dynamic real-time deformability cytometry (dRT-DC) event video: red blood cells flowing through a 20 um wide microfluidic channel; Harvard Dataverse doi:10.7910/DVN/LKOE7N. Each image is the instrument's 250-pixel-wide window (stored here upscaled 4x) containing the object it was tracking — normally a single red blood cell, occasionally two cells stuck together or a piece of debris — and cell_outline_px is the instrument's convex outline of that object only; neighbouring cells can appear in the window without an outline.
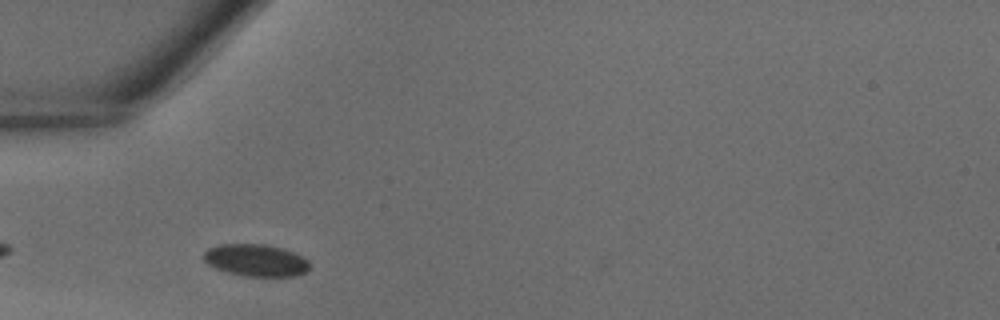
{"species": "common noctule bat (a hibernating species)", "species_latin": "Nyctalus noctula", "temperature_condition": "warm", "stored_images_in_passage": 32, "camera_frame_rate_fps": 3000, "um_per_image_px": 0.085, "animal": {"sex": "male", "body_mass_g": 18.8}, "frame": {"image": 1, "passage_image": 4, "time_ms": 1.0, "image_size_px": [1000, 320], "cell_outline_px": [[308, 268], [304, 272], [296, 276], [244, 276], [228, 272], [216, 268], [208, 264], [204, 260], [204, 252], [208, 248], [220, 244], [264, 244], [284, 248], [296, 252], [304, 256], [308, 260]], "centroid_in_image_um": [21.77, 22.11], "position_along_channel_um": 63.2, "area_um2": 19.88}}
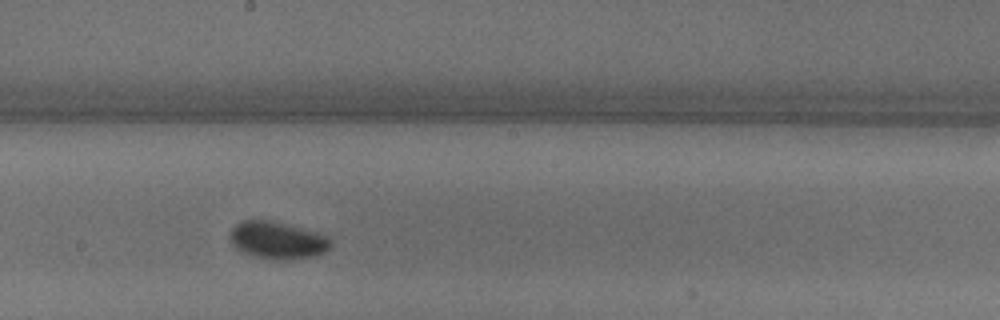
{"frame": {"image": 2, "passage_image": 14, "time_ms": 4.333, "image_size_px": [1000, 320], "cell_outline_px": [[332, 244], [324, 252], [312, 256], [292, 260], [272, 260], [256, 256], [244, 252], [236, 248], [232, 244], [228, 236], [232, 228], [236, 224], [244, 220], [272, 220], [316, 232], [328, 236], [332, 240]], "centroid_in_image_um": [23.58, 20.42], "position_along_channel_um": 224.6, "area_um2": 21.96}}
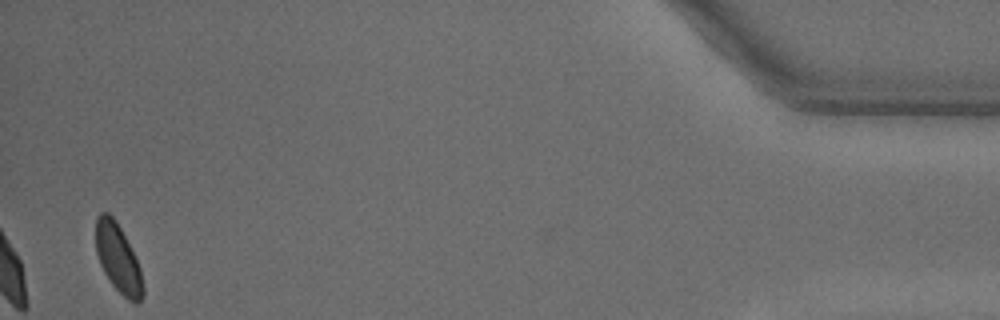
{"frame": {"image": 3, "passage_image": 31, "time_ms": 10.0, "image_size_px": [1000, 320], "cell_outline_px": [[144, 296], [140, 304], [136, 304], [128, 300], [112, 284], [104, 272], [100, 264], [96, 252], [96, 220], [100, 212], [108, 212], [116, 220], [140, 268], [144, 288]], "centroid_in_image_um": [10.05, 22.0], "position_along_channel_um": 425.2, "area_um2": 18.61}}